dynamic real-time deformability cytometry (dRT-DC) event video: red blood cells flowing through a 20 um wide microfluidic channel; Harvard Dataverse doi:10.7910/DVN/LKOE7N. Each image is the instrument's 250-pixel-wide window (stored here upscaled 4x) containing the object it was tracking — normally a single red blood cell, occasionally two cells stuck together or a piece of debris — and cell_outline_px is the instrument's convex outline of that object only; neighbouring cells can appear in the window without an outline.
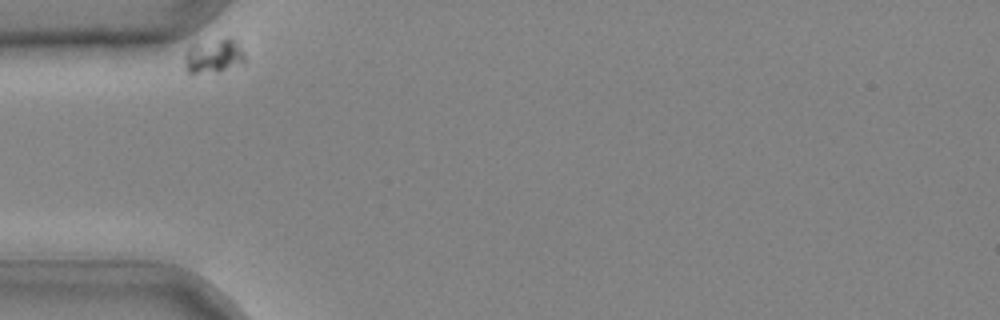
{"species": "common noctule bat (a hibernating species)", "species_latin": "Nyctalus noctula", "temperature_condition": "cold", "stored_images_in_passage": 28, "camera_frame_rate_fps": 3000, "um_per_image_px": 0.085, "animal": {"sex": "male", "body_mass_g": 20.4}, "frame": {"image": 1, "passage_image": 1, "time_ms": 0.0, "image_size_px": [1000, 320], "cell_outline_px": [[244, 60], [216, 72], [188, 72], [184, 60], [184, 56], [188, 48], [196, 44], [228, 36], [244, 52]], "centroid_in_image_um": [18.11, 4.73], "position_along_channel_um": 66.9, "area_um2": 11.33}}
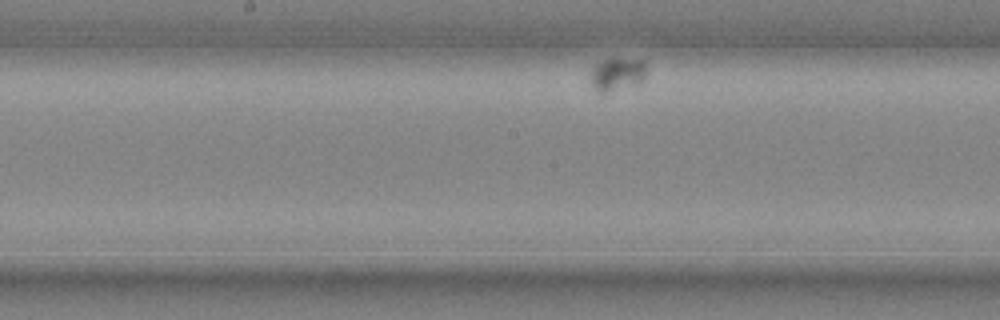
{"frame": {"image": 2, "passage_image": 13, "time_ms": 4.0, "image_size_px": [1000, 320], "cell_outline_px": [[644, 80], [640, 84], [608, 92], [596, 92], [592, 84], [592, 68], [596, 64], [604, 60], [644, 60]], "centroid_in_image_um": [52.46, 6.35], "position_along_channel_um": 195.7, "area_um2": 10.4}}
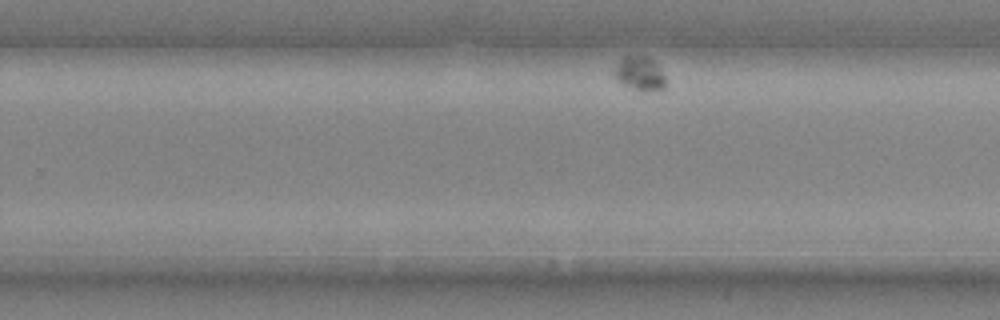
{"frame": {"image": 3, "passage_image": 20, "time_ms": 6.333, "image_size_px": [1000, 320], "cell_outline_px": [[664, 88], [648, 92], [640, 92], [616, 80], [612, 72], [620, 60], [624, 56], [648, 56], [656, 64], [664, 76]], "centroid_in_image_um": [54.34, 6.27], "position_along_channel_um": 275.5, "area_um2": 10.12}}